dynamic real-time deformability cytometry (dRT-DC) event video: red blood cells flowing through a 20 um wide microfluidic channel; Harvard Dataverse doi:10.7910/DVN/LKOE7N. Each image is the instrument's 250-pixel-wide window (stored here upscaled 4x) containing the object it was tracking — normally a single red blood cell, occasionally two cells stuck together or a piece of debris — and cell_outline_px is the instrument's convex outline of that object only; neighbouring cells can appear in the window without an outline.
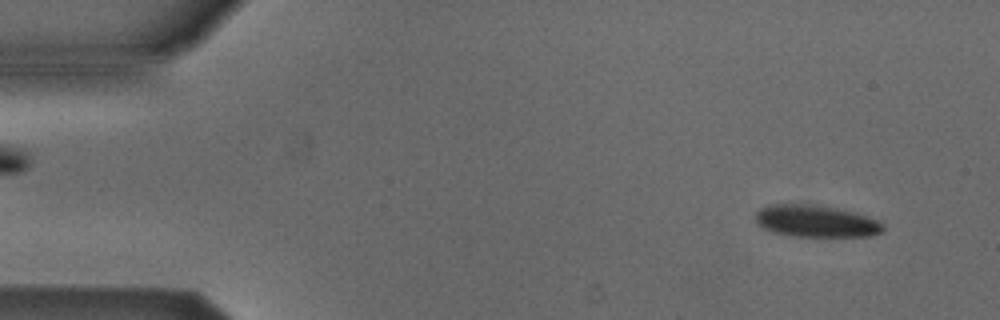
{"species": "Egyptian fruit bat (a non-hibernating species)", "species_latin": "Rousettus aegyptiacus", "temperature_condition": "cold", "stored_images_in_passage": 4, "camera_frame_rate_fps": 3000, "um_per_image_px": 0.085, "animal": {"sex": "male"}, "frame": {"image": 1, "passage_image": 1, "time_ms": 0.0, "image_size_px": [1000, 320], "cell_outline_px": [[884, 232], [868, 236], [792, 236], [772, 232], [756, 224], [756, 212], [760, 208], [772, 204], [812, 204], [836, 208], [856, 212], [880, 220], [884, 224]], "centroid_in_image_um": [69.38, 18.79], "position_along_channel_um": 15.6, "area_um2": 23.99}}
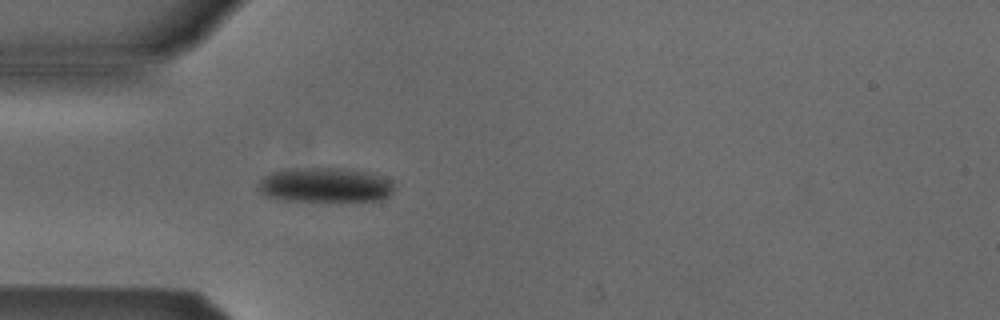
{"frame": {"image": 2, "passage_image": 4, "time_ms": 1.0, "image_size_px": [1000, 320], "cell_outline_px": [[392, 192], [388, 196], [380, 200], [284, 200], [264, 196], [260, 192], [260, 180], [264, 176], [272, 172], [288, 168], [344, 168], [368, 172], [392, 180]], "centroid_in_image_um": [27.62, 15.71], "position_along_channel_um": 57.4, "area_um2": 27.17}}